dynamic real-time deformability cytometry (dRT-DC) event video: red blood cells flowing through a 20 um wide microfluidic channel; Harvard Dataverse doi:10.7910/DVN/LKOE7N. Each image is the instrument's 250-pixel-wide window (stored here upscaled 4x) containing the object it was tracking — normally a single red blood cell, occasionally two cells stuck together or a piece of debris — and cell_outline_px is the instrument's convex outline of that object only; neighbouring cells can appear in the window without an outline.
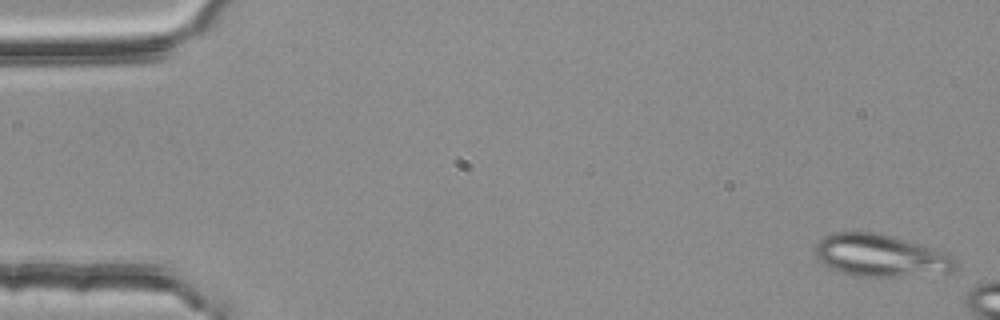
{"species": "common noctule bat (a hibernating species)", "species_latin": "Nyctalus noctula", "temperature_condition": "room temperature", "stored_images_in_passage": 5, "camera_frame_rate_fps": 3000, "um_per_image_px": 0.085, "animal": {"sex": "female", "body_mass_g": 25.1}, "frame": {"image": 1, "passage_image": 1, "time_ms": 0.0, "image_size_px": [1000, 320], "cell_outline_px": [[956, 264], [948, 272], [896, 276], [856, 276], [832, 268], [824, 264], [816, 256], [816, 244], [824, 236], [832, 232], [880, 232], [920, 244], [932, 248], [952, 256], [956, 260]], "centroid_in_image_um": [74.81, 21.69], "position_along_channel_um": 10.2, "area_um2": 33.93}}